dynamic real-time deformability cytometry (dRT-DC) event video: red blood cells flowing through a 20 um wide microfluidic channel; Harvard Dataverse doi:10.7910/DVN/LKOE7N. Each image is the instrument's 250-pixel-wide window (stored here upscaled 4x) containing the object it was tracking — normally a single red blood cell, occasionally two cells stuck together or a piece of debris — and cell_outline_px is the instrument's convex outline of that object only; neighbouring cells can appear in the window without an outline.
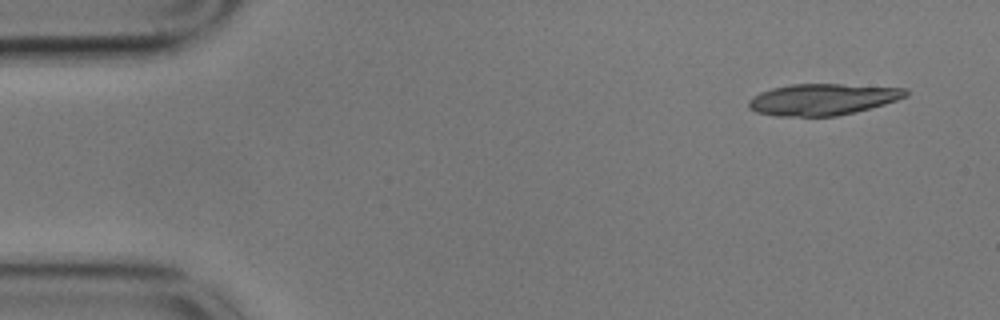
{"species": "common noctule bat (a hibernating species)", "species_latin": "Nyctalus noctula", "temperature_condition": "cold", "stored_images_in_passage": 52, "segment_of_instrument_passage": [1, 2], "camera_frame_rate_fps": 3000, "um_per_image_px": 0.085, "animal": {"sex": "male", "body_mass_g": 17.9}, "frame": {"image": 1, "passage_image": 1, "time_ms": 0.0, "image_size_px": [1000, 320], "cell_outline_px": [[908, 96], [884, 104], [856, 112], [836, 116], [776, 116], [756, 112], [748, 108], [748, 100], [760, 92], [772, 88], [792, 84], [840, 84], [908, 88]], "centroid_in_image_um": [69.92, 8.45], "position_along_channel_um": 15.1, "area_um2": 28.84}}